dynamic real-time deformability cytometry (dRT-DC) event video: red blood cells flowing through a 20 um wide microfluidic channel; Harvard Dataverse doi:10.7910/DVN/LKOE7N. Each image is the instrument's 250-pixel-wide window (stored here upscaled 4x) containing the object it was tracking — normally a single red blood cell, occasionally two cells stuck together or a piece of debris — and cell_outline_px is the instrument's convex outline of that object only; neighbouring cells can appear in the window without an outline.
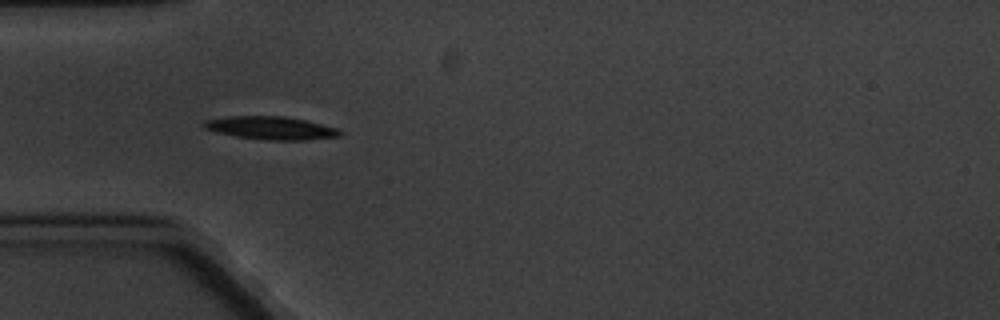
{"species": "common noctule bat (a hibernating species)", "species_latin": "Nyctalus noctula", "temperature_condition": "cold", "stored_images_in_passage": 6, "camera_frame_rate_fps": 3000, "um_per_image_px": 0.085, "animal": {"sex": "male", "body_mass_g": 20.1, "forearm_length_mm": 53.5}, "frame": {"image": 1, "passage_image": 5, "time_ms": 4.667, "image_size_px": [1000, 320], "cell_outline_px": [[344, 132], [340, 136], [308, 140], [264, 140], [236, 136], [216, 132], [204, 128], [200, 124], [204, 120], [228, 116], [284, 116], [304, 120], [336, 128]], "centroid_in_image_um": [22.99, 10.88], "position_along_channel_um": 62.0, "area_um2": 18.32}}